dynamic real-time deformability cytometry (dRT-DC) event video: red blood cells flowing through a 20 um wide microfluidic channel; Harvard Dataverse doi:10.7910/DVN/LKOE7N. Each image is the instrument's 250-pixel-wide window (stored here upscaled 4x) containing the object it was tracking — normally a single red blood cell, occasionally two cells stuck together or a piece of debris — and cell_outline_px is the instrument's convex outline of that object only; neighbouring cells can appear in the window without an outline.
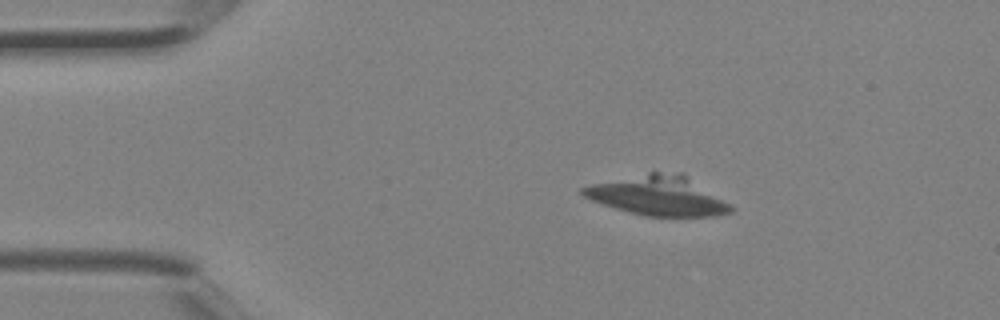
{"species": "Egyptian fruit bat (a non-hibernating species)", "species_latin": "Rousettus aegyptiacus", "temperature_condition": "room temperature", "stored_images_in_passage": 3, "camera_frame_rate_fps": 3000, "um_per_image_px": 0.085, "animal": {"sex": "female"}, "frame": {"image": 1, "passage_image": 2, "time_ms": 0.333, "image_size_px": [1000, 320], "cell_outline_px": [[736, 208], [732, 212], [716, 216], [644, 216], [616, 208], [592, 200], [584, 196], [580, 192], [580, 188], [592, 184], [648, 172], [684, 172]], "centroid_in_image_um": [56.0, 16.62], "position_along_channel_um": 29.0, "area_um2": 34.22}}